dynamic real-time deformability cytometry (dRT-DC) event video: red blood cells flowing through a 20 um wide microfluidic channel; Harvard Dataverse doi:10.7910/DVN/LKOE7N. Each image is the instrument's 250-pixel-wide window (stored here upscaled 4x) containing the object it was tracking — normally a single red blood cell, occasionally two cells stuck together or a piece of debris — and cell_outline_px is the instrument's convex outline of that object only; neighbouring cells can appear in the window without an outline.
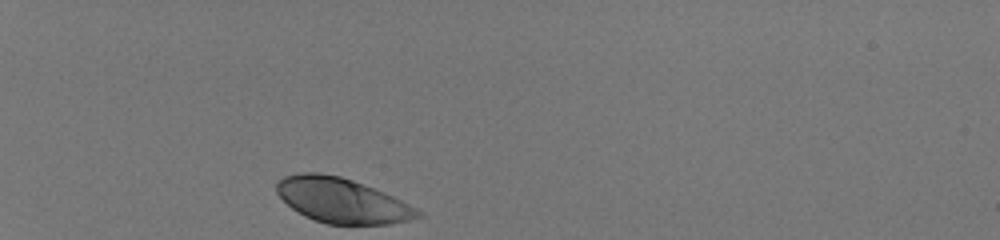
{"species": "human", "species_latin": "Homo sapiens", "temperature_condition": "room temperature", "stored_images_in_passage": 28, "camera_frame_rate_fps": 3000, "um_per_image_px": 0.085, "donor": {"sex": "male"}, "frame": {"image": 1, "passage_image": 1, "time_ms": 0.0, "image_size_px": [1000, 240], "cell_outline_px": [[424, 216], [408, 220], [388, 224], [328, 224], [304, 216], [292, 208], [276, 192], [276, 184], [284, 176], [300, 172], [320, 172], [340, 176], [352, 180], [384, 192], [424, 212]], "centroid_in_image_um": [29.07, 17.03], "position_along_channel_um": 55.9, "area_um2": 36.7}}
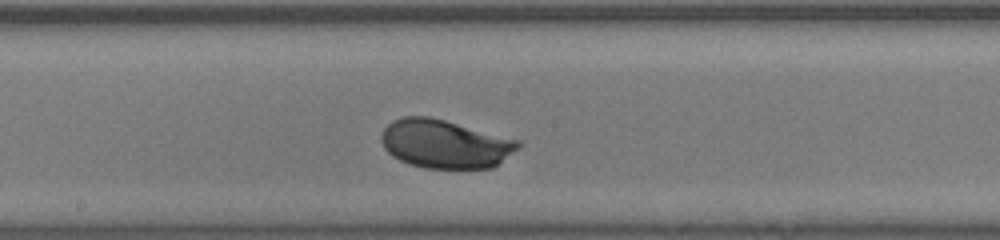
{"frame": {"image": 2, "passage_image": 16, "time_ms": 5.0, "image_size_px": [1000, 240], "cell_outline_px": [[524, 144], [520, 148], [492, 168], [424, 168], [408, 164], [392, 156], [384, 148], [380, 140], [380, 136], [384, 128], [392, 120], [404, 116], [428, 116], [444, 120], [520, 140]], "centroid_in_image_um": [37.82, 12.23], "position_along_channel_um": 210.4, "area_um2": 38.9}}
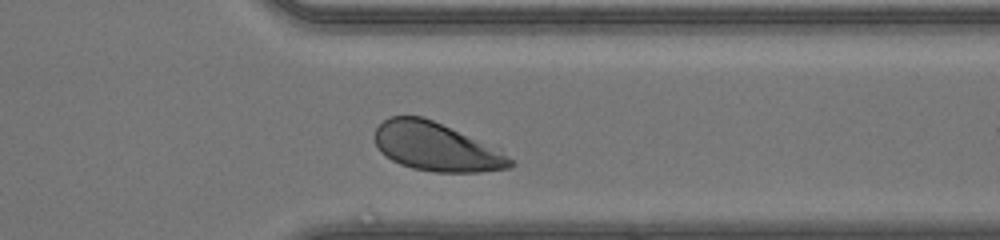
{"frame": {"image": 3, "passage_image": 28, "time_ms": 9.0, "image_size_px": [1000, 240], "cell_outline_px": [[516, 164], [512, 168], [480, 172], [432, 172], [412, 168], [400, 164], [392, 160], [380, 152], [372, 136], [376, 128], [388, 116], [420, 116], [432, 120], [500, 148]], "centroid_in_image_um": [37.09, 12.49], "position_along_channel_um": 374.3, "area_um2": 38.61}}